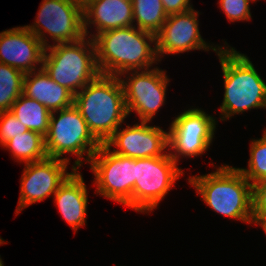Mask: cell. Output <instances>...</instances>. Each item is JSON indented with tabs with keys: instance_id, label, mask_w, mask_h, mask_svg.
Wrapping results in <instances>:
<instances>
[{
	"instance_id": "22",
	"label": "cell",
	"mask_w": 266,
	"mask_h": 266,
	"mask_svg": "<svg viewBox=\"0 0 266 266\" xmlns=\"http://www.w3.org/2000/svg\"><path fill=\"white\" fill-rule=\"evenodd\" d=\"M25 74L12 66L0 63V112L10 111L23 93Z\"/></svg>"
},
{
	"instance_id": "2",
	"label": "cell",
	"mask_w": 266,
	"mask_h": 266,
	"mask_svg": "<svg viewBox=\"0 0 266 266\" xmlns=\"http://www.w3.org/2000/svg\"><path fill=\"white\" fill-rule=\"evenodd\" d=\"M73 104L100 144L122 127L121 123L128 116L119 76L100 74L74 95Z\"/></svg>"
},
{
	"instance_id": "3",
	"label": "cell",
	"mask_w": 266,
	"mask_h": 266,
	"mask_svg": "<svg viewBox=\"0 0 266 266\" xmlns=\"http://www.w3.org/2000/svg\"><path fill=\"white\" fill-rule=\"evenodd\" d=\"M223 47L216 53L224 78V97L220 106L223 121L246 110L266 108V83L250 59L235 48Z\"/></svg>"
},
{
	"instance_id": "16",
	"label": "cell",
	"mask_w": 266,
	"mask_h": 266,
	"mask_svg": "<svg viewBox=\"0 0 266 266\" xmlns=\"http://www.w3.org/2000/svg\"><path fill=\"white\" fill-rule=\"evenodd\" d=\"M84 31L88 36V25L96 27L97 34L134 26L132 0H93L83 9Z\"/></svg>"
},
{
	"instance_id": "29",
	"label": "cell",
	"mask_w": 266,
	"mask_h": 266,
	"mask_svg": "<svg viewBox=\"0 0 266 266\" xmlns=\"http://www.w3.org/2000/svg\"><path fill=\"white\" fill-rule=\"evenodd\" d=\"M67 1L84 9L93 0H67Z\"/></svg>"
},
{
	"instance_id": "24",
	"label": "cell",
	"mask_w": 266,
	"mask_h": 266,
	"mask_svg": "<svg viewBox=\"0 0 266 266\" xmlns=\"http://www.w3.org/2000/svg\"><path fill=\"white\" fill-rule=\"evenodd\" d=\"M29 131L20 121L12 114L11 111L0 112V145L3 146L7 141Z\"/></svg>"
},
{
	"instance_id": "12",
	"label": "cell",
	"mask_w": 266,
	"mask_h": 266,
	"mask_svg": "<svg viewBox=\"0 0 266 266\" xmlns=\"http://www.w3.org/2000/svg\"><path fill=\"white\" fill-rule=\"evenodd\" d=\"M69 162L47 157L43 160L25 163L21 177L20 197L16 214L27 206L43 201L55 194L60 185L75 170L67 172Z\"/></svg>"
},
{
	"instance_id": "31",
	"label": "cell",
	"mask_w": 266,
	"mask_h": 266,
	"mask_svg": "<svg viewBox=\"0 0 266 266\" xmlns=\"http://www.w3.org/2000/svg\"><path fill=\"white\" fill-rule=\"evenodd\" d=\"M0 266H4V264H3V261H2V259H1V257H0Z\"/></svg>"
},
{
	"instance_id": "10",
	"label": "cell",
	"mask_w": 266,
	"mask_h": 266,
	"mask_svg": "<svg viewBox=\"0 0 266 266\" xmlns=\"http://www.w3.org/2000/svg\"><path fill=\"white\" fill-rule=\"evenodd\" d=\"M169 129L168 152L178 162L180 156L197 157L207 151L212 144L216 121L204 110L190 108L177 115Z\"/></svg>"
},
{
	"instance_id": "1",
	"label": "cell",
	"mask_w": 266,
	"mask_h": 266,
	"mask_svg": "<svg viewBox=\"0 0 266 266\" xmlns=\"http://www.w3.org/2000/svg\"><path fill=\"white\" fill-rule=\"evenodd\" d=\"M93 41L97 65L103 75L120 76L127 71L148 70L153 63L160 61L155 34L135 25L99 33Z\"/></svg>"
},
{
	"instance_id": "8",
	"label": "cell",
	"mask_w": 266,
	"mask_h": 266,
	"mask_svg": "<svg viewBox=\"0 0 266 266\" xmlns=\"http://www.w3.org/2000/svg\"><path fill=\"white\" fill-rule=\"evenodd\" d=\"M89 164L95 176L96 193L132 208L135 159L115 154L101 144Z\"/></svg>"
},
{
	"instance_id": "20",
	"label": "cell",
	"mask_w": 266,
	"mask_h": 266,
	"mask_svg": "<svg viewBox=\"0 0 266 266\" xmlns=\"http://www.w3.org/2000/svg\"><path fill=\"white\" fill-rule=\"evenodd\" d=\"M3 148L9 149L14 159L24 162H36L47 158L45 137L34 131H27L7 141Z\"/></svg>"
},
{
	"instance_id": "25",
	"label": "cell",
	"mask_w": 266,
	"mask_h": 266,
	"mask_svg": "<svg viewBox=\"0 0 266 266\" xmlns=\"http://www.w3.org/2000/svg\"><path fill=\"white\" fill-rule=\"evenodd\" d=\"M253 0H219L220 8L230 22L249 21L251 19L250 2Z\"/></svg>"
},
{
	"instance_id": "4",
	"label": "cell",
	"mask_w": 266,
	"mask_h": 266,
	"mask_svg": "<svg viewBox=\"0 0 266 266\" xmlns=\"http://www.w3.org/2000/svg\"><path fill=\"white\" fill-rule=\"evenodd\" d=\"M188 181L213 211L242 222L254 223L252 184L238 168L221 165L215 172L191 176Z\"/></svg>"
},
{
	"instance_id": "19",
	"label": "cell",
	"mask_w": 266,
	"mask_h": 266,
	"mask_svg": "<svg viewBox=\"0 0 266 266\" xmlns=\"http://www.w3.org/2000/svg\"><path fill=\"white\" fill-rule=\"evenodd\" d=\"M10 111L28 130L45 137L49 129L51 112L40 102L21 94Z\"/></svg>"
},
{
	"instance_id": "14",
	"label": "cell",
	"mask_w": 266,
	"mask_h": 266,
	"mask_svg": "<svg viewBox=\"0 0 266 266\" xmlns=\"http://www.w3.org/2000/svg\"><path fill=\"white\" fill-rule=\"evenodd\" d=\"M122 130L119 128L104 143L105 146H112L113 153L134 159L161 157L169 150L168 132L159 126H149L148 122L141 121L134 126H126ZM164 151V152H163Z\"/></svg>"
},
{
	"instance_id": "13",
	"label": "cell",
	"mask_w": 266,
	"mask_h": 266,
	"mask_svg": "<svg viewBox=\"0 0 266 266\" xmlns=\"http://www.w3.org/2000/svg\"><path fill=\"white\" fill-rule=\"evenodd\" d=\"M199 11L191 9L183 13L168 15L162 28L155 34L157 57L163 54H179L190 50L212 49L216 53L222 48L206 43L199 32Z\"/></svg>"
},
{
	"instance_id": "28",
	"label": "cell",
	"mask_w": 266,
	"mask_h": 266,
	"mask_svg": "<svg viewBox=\"0 0 266 266\" xmlns=\"http://www.w3.org/2000/svg\"><path fill=\"white\" fill-rule=\"evenodd\" d=\"M253 217H254V223H256L259 226L261 225L266 234V216H253Z\"/></svg>"
},
{
	"instance_id": "17",
	"label": "cell",
	"mask_w": 266,
	"mask_h": 266,
	"mask_svg": "<svg viewBox=\"0 0 266 266\" xmlns=\"http://www.w3.org/2000/svg\"><path fill=\"white\" fill-rule=\"evenodd\" d=\"M77 171L75 169L53 195L61 216L75 232L86 225L88 203L86 185Z\"/></svg>"
},
{
	"instance_id": "27",
	"label": "cell",
	"mask_w": 266,
	"mask_h": 266,
	"mask_svg": "<svg viewBox=\"0 0 266 266\" xmlns=\"http://www.w3.org/2000/svg\"><path fill=\"white\" fill-rule=\"evenodd\" d=\"M167 15L183 13L193 9L190 0H162Z\"/></svg>"
},
{
	"instance_id": "30",
	"label": "cell",
	"mask_w": 266,
	"mask_h": 266,
	"mask_svg": "<svg viewBox=\"0 0 266 266\" xmlns=\"http://www.w3.org/2000/svg\"><path fill=\"white\" fill-rule=\"evenodd\" d=\"M3 243H6V242H4V240L0 237V245Z\"/></svg>"
},
{
	"instance_id": "7",
	"label": "cell",
	"mask_w": 266,
	"mask_h": 266,
	"mask_svg": "<svg viewBox=\"0 0 266 266\" xmlns=\"http://www.w3.org/2000/svg\"><path fill=\"white\" fill-rule=\"evenodd\" d=\"M177 165L169 153L161 157L135 159L132 209L141 213L153 211L184 174Z\"/></svg>"
},
{
	"instance_id": "5",
	"label": "cell",
	"mask_w": 266,
	"mask_h": 266,
	"mask_svg": "<svg viewBox=\"0 0 266 266\" xmlns=\"http://www.w3.org/2000/svg\"><path fill=\"white\" fill-rule=\"evenodd\" d=\"M42 68L74 95L101 74L94 41L86 36L73 43L49 44L45 48Z\"/></svg>"
},
{
	"instance_id": "11",
	"label": "cell",
	"mask_w": 266,
	"mask_h": 266,
	"mask_svg": "<svg viewBox=\"0 0 266 266\" xmlns=\"http://www.w3.org/2000/svg\"><path fill=\"white\" fill-rule=\"evenodd\" d=\"M134 72V73H133ZM122 73L119 77L124 89L127 114L135 111L140 121L150 122L164 105L169 80L166 71L159 68ZM128 73V77L121 76Z\"/></svg>"
},
{
	"instance_id": "18",
	"label": "cell",
	"mask_w": 266,
	"mask_h": 266,
	"mask_svg": "<svg viewBox=\"0 0 266 266\" xmlns=\"http://www.w3.org/2000/svg\"><path fill=\"white\" fill-rule=\"evenodd\" d=\"M37 71L25 74L22 94L37 100L50 112L73 105L74 94L70 90L51 79L42 67Z\"/></svg>"
},
{
	"instance_id": "26",
	"label": "cell",
	"mask_w": 266,
	"mask_h": 266,
	"mask_svg": "<svg viewBox=\"0 0 266 266\" xmlns=\"http://www.w3.org/2000/svg\"><path fill=\"white\" fill-rule=\"evenodd\" d=\"M253 216H266V179L252 184Z\"/></svg>"
},
{
	"instance_id": "21",
	"label": "cell",
	"mask_w": 266,
	"mask_h": 266,
	"mask_svg": "<svg viewBox=\"0 0 266 266\" xmlns=\"http://www.w3.org/2000/svg\"><path fill=\"white\" fill-rule=\"evenodd\" d=\"M137 28L156 34L167 19L162 0H132Z\"/></svg>"
},
{
	"instance_id": "6",
	"label": "cell",
	"mask_w": 266,
	"mask_h": 266,
	"mask_svg": "<svg viewBox=\"0 0 266 266\" xmlns=\"http://www.w3.org/2000/svg\"><path fill=\"white\" fill-rule=\"evenodd\" d=\"M57 116L56 119V114ZM100 143L90 133L87 123L74 104L68 108L51 112L49 129L45 135V148L48 157L61 158L64 154H75L77 160L73 167L78 169L83 164V159L88 163L99 149ZM87 154V157L83 158Z\"/></svg>"
},
{
	"instance_id": "9",
	"label": "cell",
	"mask_w": 266,
	"mask_h": 266,
	"mask_svg": "<svg viewBox=\"0 0 266 266\" xmlns=\"http://www.w3.org/2000/svg\"><path fill=\"white\" fill-rule=\"evenodd\" d=\"M25 27L45 47L49 46L46 32L56 44L73 43L86 36L83 9L67 0H42L34 24Z\"/></svg>"
},
{
	"instance_id": "23",
	"label": "cell",
	"mask_w": 266,
	"mask_h": 266,
	"mask_svg": "<svg viewBox=\"0 0 266 266\" xmlns=\"http://www.w3.org/2000/svg\"><path fill=\"white\" fill-rule=\"evenodd\" d=\"M248 169L238 168L251 183L266 179V132L260 139L251 142Z\"/></svg>"
},
{
	"instance_id": "15",
	"label": "cell",
	"mask_w": 266,
	"mask_h": 266,
	"mask_svg": "<svg viewBox=\"0 0 266 266\" xmlns=\"http://www.w3.org/2000/svg\"><path fill=\"white\" fill-rule=\"evenodd\" d=\"M45 48L25 26L0 33V63L12 66L24 74L36 71L38 64L42 67Z\"/></svg>"
}]
</instances>
